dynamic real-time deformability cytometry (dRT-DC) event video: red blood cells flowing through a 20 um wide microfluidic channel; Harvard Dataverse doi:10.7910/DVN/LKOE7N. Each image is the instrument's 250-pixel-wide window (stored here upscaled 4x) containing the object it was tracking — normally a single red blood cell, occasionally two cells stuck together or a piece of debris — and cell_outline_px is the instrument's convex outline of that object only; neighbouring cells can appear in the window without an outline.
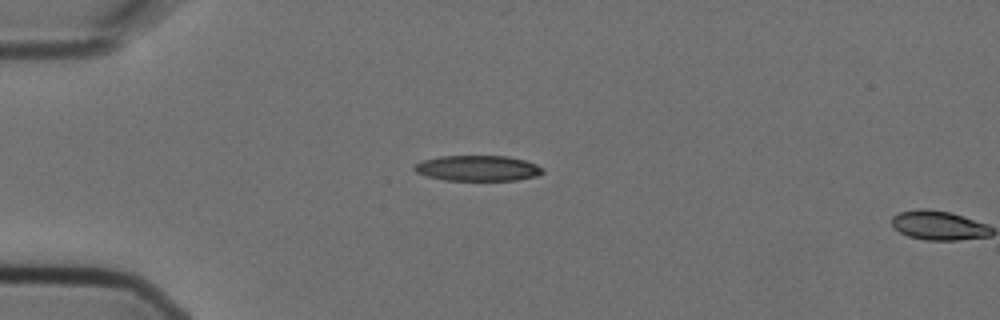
{"species": "Egyptian fruit bat (a non-hibernating species)", "species_latin": "Rousettus aegyptiacus", "temperature_condition": "cold", "stored_images_in_passage": 2, "camera_frame_rate_fps": 3000, "um_per_image_px": 0.085, "animal": {"sex": "female"}, "frame": {"image": 1, "passage_image": 1, "time_ms": 0.0, "image_size_px": [1000, 320], "cell_outline_px": [[544, 172], [536, 176], [516, 180], [444, 180], [428, 176], [416, 172], [412, 168], [416, 164], [424, 160], [440, 156], [508, 156], [524, 160], [536, 164], [544, 168]], "centroid_in_image_um": [40.63, 14.3], "position_along_channel_um": 44.4, "area_um2": 19.02}}